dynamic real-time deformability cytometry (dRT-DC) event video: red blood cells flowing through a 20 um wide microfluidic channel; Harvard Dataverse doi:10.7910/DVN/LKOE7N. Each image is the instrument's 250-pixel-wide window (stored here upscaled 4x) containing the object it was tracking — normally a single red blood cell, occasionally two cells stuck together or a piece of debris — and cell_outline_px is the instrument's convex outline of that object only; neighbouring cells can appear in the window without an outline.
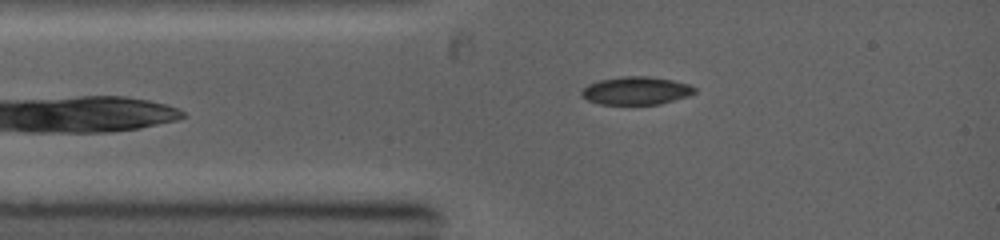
{"species": "common noctule bat (a hibernating species)", "species_latin": "Nyctalus noctula", "temperature_condition": "warm", "stored_images_in_passage": 33, "camera_frame_rate_fps": 5000, "um_per_image_px": 0.085, "animal": {"sex": "female", "body_mass_g": 19.0, "forearm_length_mm": 53.3}, "frame": {"image": 1, "passage_image": 4, "time_ms": 1.4, "image_size_px": [1000, 240], "cell_outline_px": [[696, 92], [688, 96], [660, 104], [600, 104], [588, 100], [580, 96], [580, 92], [588, 84], [600, 80], [624, 76], [648, 76], [672, 80], [688, 84], [696, 88]], "centroid_in_image_um": [54.06, 7.71], "position_along_channel_um": 30.9, "area_um2": 18.38}}
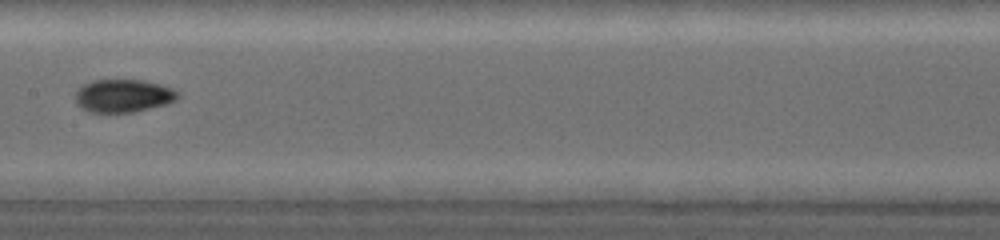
{"frame": {"image": 2, "passage_image": 13, "time_ms": 5.2, "image_size_px": [1000, 240], "cell_outline_px": [[180, 96], [176, 100], [168, 104], [132, 112], [88, 112], [80, 108], [76, 104], [76, 92], [84, 84], [92, 80], [144, 80], [160, 84], [172, 88], [180, 92]], "centroid_in_image_um": [10.5, 8.14], "position_along_channel_um": 196.9, "area_um2": 19.83}}
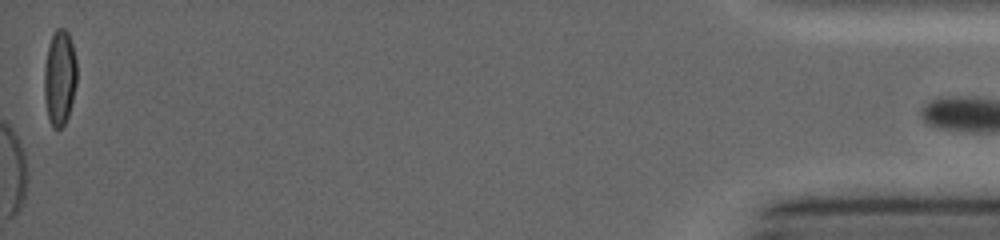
{"frame": {"image": 3, "passage_image": 32, "time_ms": 13.2, "image_size_px": [1000, 240], "cell_outline_px": [[76, 84], [68, 116], [64, 124], [60, 128], [52, 128], [48, 120], [44, 100], [44, 64], [48, 44], [52, 32], [56, 28], [64, 28], [68, 32], [72, 44], [76, 60]], "centroid_in_image_um": [5.04, 6.58], "position_along_channel_um": 430.2, "area_um2": 18.44}}